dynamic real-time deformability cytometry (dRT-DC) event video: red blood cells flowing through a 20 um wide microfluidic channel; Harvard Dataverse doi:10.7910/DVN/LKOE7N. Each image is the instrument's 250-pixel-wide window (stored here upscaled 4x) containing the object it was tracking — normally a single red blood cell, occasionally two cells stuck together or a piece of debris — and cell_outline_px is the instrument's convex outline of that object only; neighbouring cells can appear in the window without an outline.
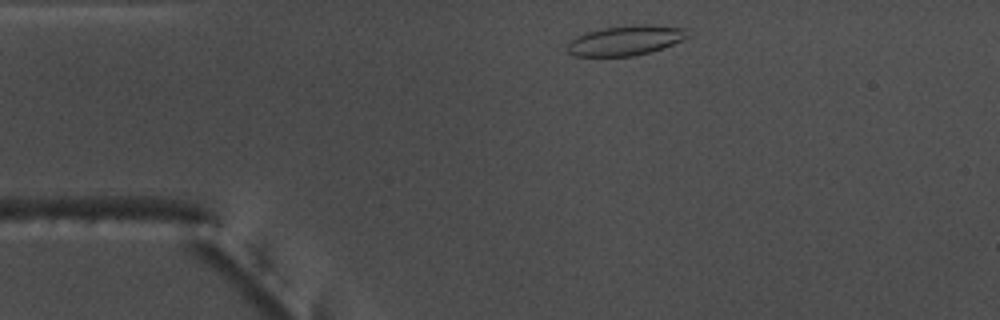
{"species": "common noctule bat (a hibernating species)", "species_latin": "Nyctalus noctula", "temperature_condition": "warm", "stored_images_in_passage": 36, "camera_frame_rate_fps": 3000, "um_per_image_px": 0.085, "animal": {"sex": "male", "body_mass_g": 17.5, "forearm_length_mm": 52.3}, "frame": {"image": 1, "passage_image": 3, "time_ms": 0.667, "image_size_px": [1000, 320], "cell_outline_px": [[688, 36], [664, 48], [652, 52], [636, 56], [576, 56], [568, 52], [568, 44], [576, 36], [588, 32], [604, 28], [632, 24], [652, 24], [688, 28]], "centroid_in_image_um": [53.23, 3.43], "position_along_channel_um": 31.8, "area_um2": 21.04}}
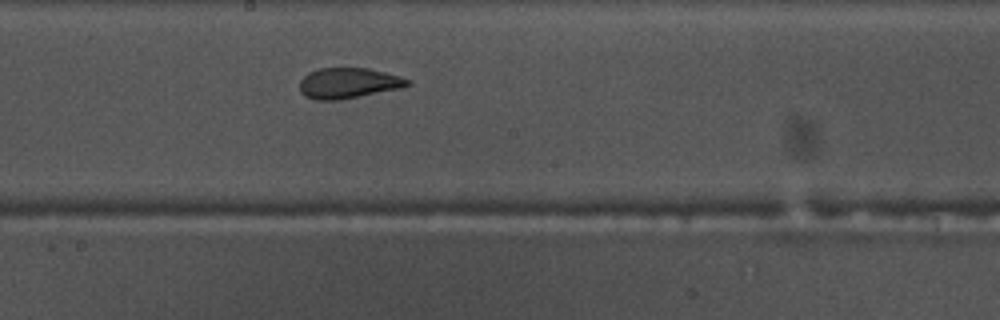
{"frame": {"image": 2, "passage_image": 21, "time_ms": 6.667, "image_size_px": [1000, 320], "cell_outline_px": [[412, 84], [400, 88], [340, 100], [316, 100], [304, 96], [300, 92], [300, 80], [308, 72], [320, 68], [368, 68], [400, 76], [412, 80]], "centroid_in_image_um": [29.61, 7.06], "position_along_channel_um": 218.6, "area_um2": 19.31}}
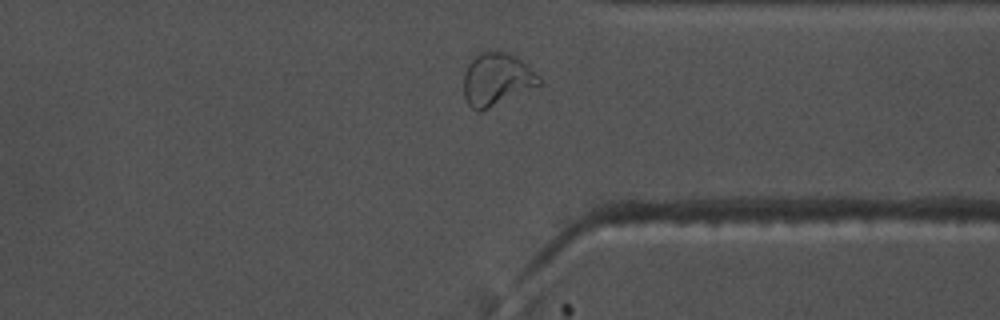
{"frame": {"image": 3, "passage_image": 33, "time_ms": 10.667, "image_size_px": [1000, 320], "cell_outline_px": [[540, 84], [480, 112], [476, 112], [464, 100], [464, 72], [468, 64], [480, 52], [508, 52], [516, 56], [540, 76]], "centroid_in_image_um": [42.18, 6.75], "position_along_channel_um": 369.2, "area_um2": 22.83}, "authors_computed_cell_mechanics": {"area_um2": 20.1144, "velocity_mm_per_s": 3.8126, "shape_relaxation_time_tau1_ms": null, "shape_relaxation_time_tau2_ms": 0.9539, "deformation_change_tau1": null, "deformation_change_tau2": 0.067}}